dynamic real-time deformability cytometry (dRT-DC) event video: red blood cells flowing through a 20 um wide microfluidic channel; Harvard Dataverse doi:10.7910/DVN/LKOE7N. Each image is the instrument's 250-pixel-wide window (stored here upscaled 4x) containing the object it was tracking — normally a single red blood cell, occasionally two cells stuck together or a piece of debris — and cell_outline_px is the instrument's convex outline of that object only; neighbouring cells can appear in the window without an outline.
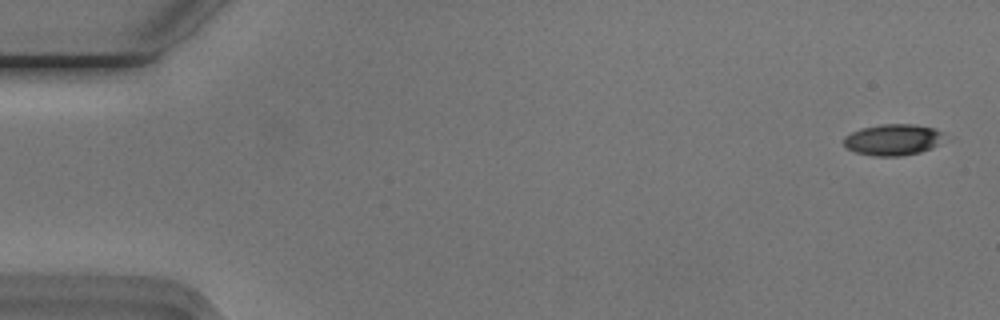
{"species": "Egyptian fruit bat (a non-hibernating species)", "species_latin": "Rousettus aegyptiacus", "temperature_condition": "cold", "stored_images_in_passage": 55, "camera_frame_rate_fps": 3000, "um_per_image_px": 0.085, "animal": {"sex": "male"}, "frame": {"image": 1, "passage_image": 2, "time_ms": 0.333, "image_size_px": [1000, 320], "cell_outline_px": [[944, 132], [936, 144], [932, 148], [920, 152], [900, 156], [872, 156], [856, 152], [848, 148], [844, 144], [844, 136], [860, 128], [880, 124], [916, 124], [936, 128]], "centroid_in_image_um": [75.88, 11.86], "position_along_channel_um": 9.1, "area_um2": 18.26}}
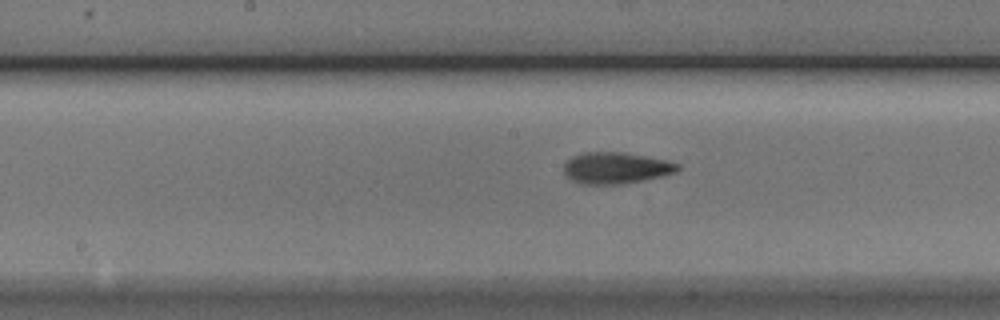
{"frame": {"image": 2, "passage_image": 28, "time_ms": 9.0, "image_size_px": [1000, 320], "cell_outline_px": [[680, 168], [676, 172], [644, 180], [624, 184], [580, 184], [572, 180], [564, 172], [564, 164], [572, 156], [584, 152], [624, 152], [668, 160], [680, 164]], "centroid_in_image_um": [52.37, 14.27], "position_along_channel_um": 195.8, "area_um2": 20.92}}
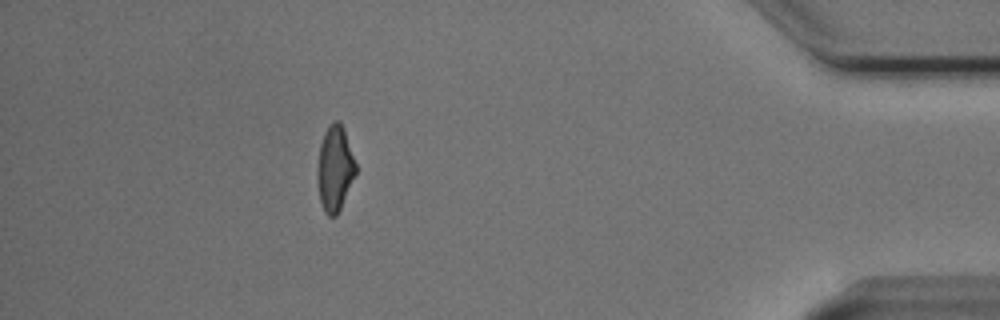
{"frame": {"image": 3, "passage_image": 49, "time_ms": 16.0, "image_size_px": [1000, 320], "cell_outline_px": [[356, 172], [340, 208], [336, 216], [328, 216], [324, 212], [320, 200], [316, 180], [316, 168], [320, 144], [324, 132], [332, 120], [340, 120], [344, 128], [356, 164]], "centroid_in_image_um": [28.43, 14.28], "position_along_channel_um": 406.8, "area_um2": 19.25}, "authors_computed_cell_mechanics": {"area_um2": 19.7676, "velocity_mm_per_s": 3.7567, "shape_relaxation_time_tau1_ms": 4.4489, "shape_relaxation_time_tau2_ms": 2.69, "deformation_change_tau1": 0.1464, "deformation_change_tau2": 0.1059}}